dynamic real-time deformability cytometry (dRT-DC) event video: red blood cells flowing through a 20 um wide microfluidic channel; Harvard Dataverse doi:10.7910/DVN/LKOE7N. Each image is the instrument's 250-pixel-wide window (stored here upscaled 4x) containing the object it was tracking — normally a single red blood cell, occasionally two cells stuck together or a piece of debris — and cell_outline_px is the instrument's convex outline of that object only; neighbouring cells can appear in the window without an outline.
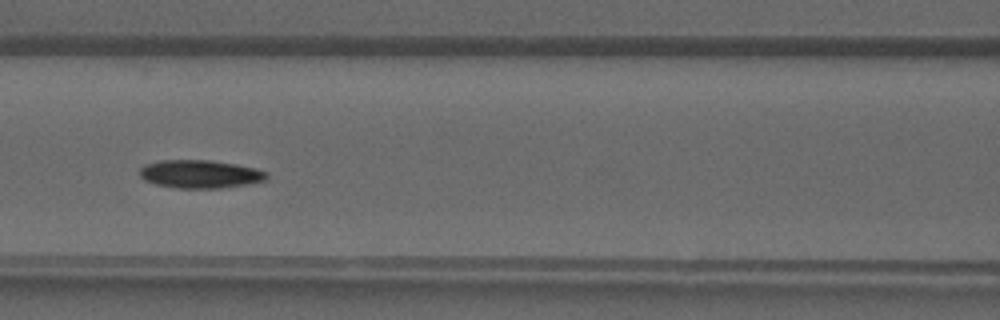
{"species": "common noctule bat (a hibernating species)", "species_latin": "Nyctalus noctula", "temperature_condition": "warm", "stored_images_in_passage": 31, "camera_frame_rate_fps": 3000, "um_per_image_px": 0.085, "animal": {"sex": "male", "forearm_length_mm": 52.5}, "frame": {"image": 1, "passage_image": 11, "time_ms": 3.333, "image_size_px": [1000, 320], "cell_outline_px": [[268, 176], [264, 180], [244, 184], [220, 188], [180, 188], [156, 184], [144, 180], [140, 176], [140, 168], [144, 164], [160, 160], [212, 160], [236, 164], [268, 172]], "centroid_in_image_um": [16.96, 14.78], "position_along_channel_um": 149.6, "area_um2": 20.63}}
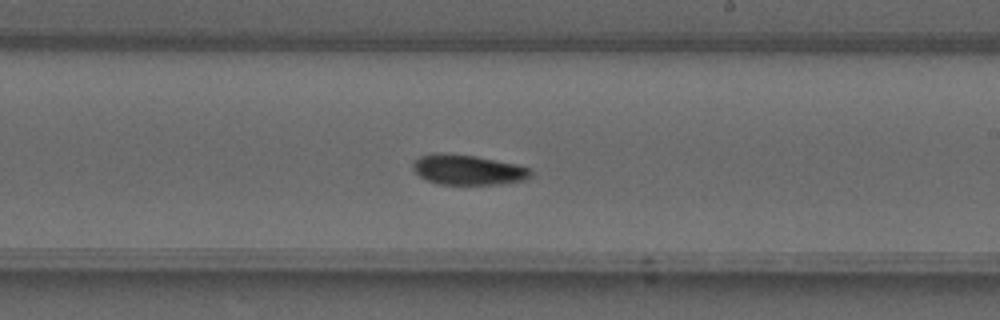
{"frame": {"image": 2, "passage_image": 17, "time_ms": 5.333, "image_size_px": [1000, 320], "cell_outline_px": [[532, 176], [528, 180], [504, 184], [440, 184], [428, 180], [420, 176], [412, 168], [412, 160], [420, 156], [432, 152], [440, 152], [476, 156], [516, 164], [532, 168]], "centroid_in_image_um": [39.8, 14.42], "position_along_channel_um": 249.2, "area_um2": 21.04}}
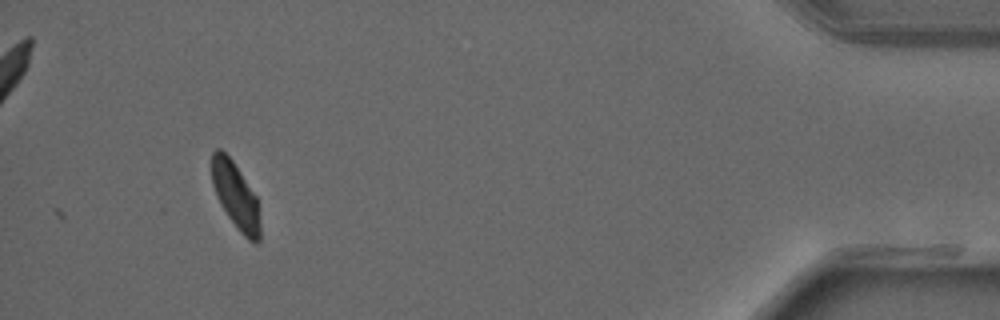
{"frame": {"image": 3, "passage_image": 31, "time_ms": 10.0, "image_size_px": [1000, 320], "cell_outline_px": [[260, 244], [256, 244], [248, 240], [240, 232], [228, 216], [220, 204], [216, 196], [212, 184], [212, 152], [216, 148], [220, 148], [232, 160], [256, 196], [260, 220]], "centroid_in_image_um": [20.03, 16.67], "position_along_channel_um": 415.2, "area_um2": 18.67}}